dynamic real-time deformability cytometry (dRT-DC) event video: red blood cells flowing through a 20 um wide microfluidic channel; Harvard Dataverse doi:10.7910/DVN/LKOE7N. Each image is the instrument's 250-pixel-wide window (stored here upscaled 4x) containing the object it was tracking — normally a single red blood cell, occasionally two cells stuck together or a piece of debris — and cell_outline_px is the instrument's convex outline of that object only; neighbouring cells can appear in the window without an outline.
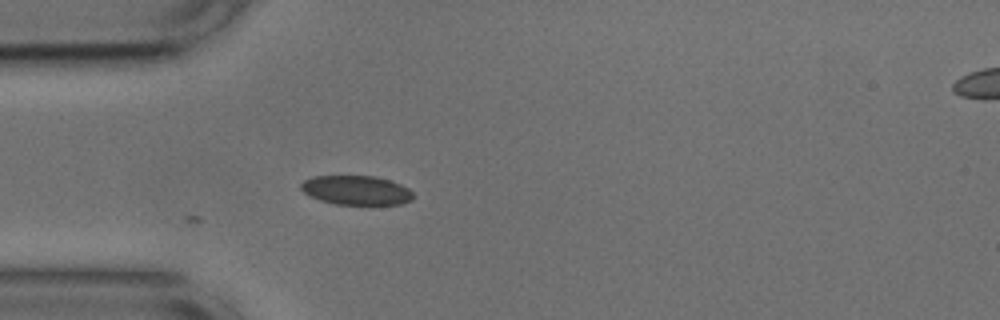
{"species": "common noctule bat (a hibernating species)", "species_latin": "Nyctalus noctula", "temperature_condition": "cold", "stored_images_in_passage": 39, "camera_frame_rate_fps": 3000, "um_per_image_px": 0.085, "animal": {"sex": "male", "body_mass_g": 17.9, "forearm_length_mm": 54.2}, "frame": {"image": 1, "passage_image": 1, "time_ms": 0.0, "image_size_px": [1000, 320], "cell_outline_px": [[416, 196], [412, 200], [400, 204], [336, 204], [320, 200], [308, 196], [300, 188], [300, 184], [304, 180], [312, 176], [376, 176], [400, 184], [408, 188]], "centroid_in_image_um": [30.28, 16.17], "position_along_channel_um": 54.7, "area_um2": 19.19}}
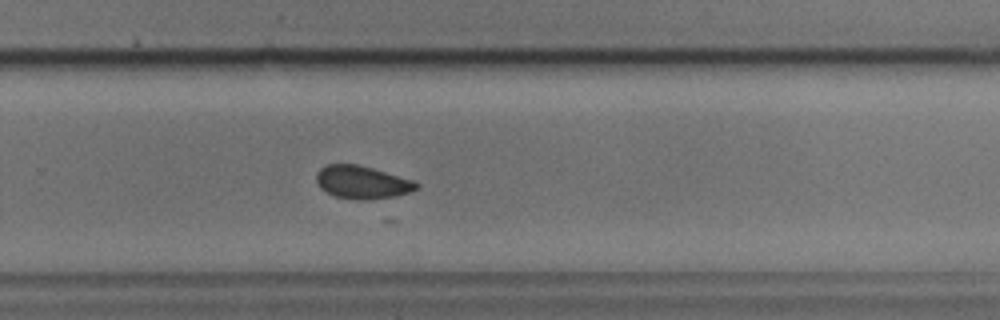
{"frame": {"image": 2, "passage_image": 21, "time_ms": 6.667, "image_size_px": [1000, 320], "cell_outline_px": [[420, 188], [396, 196], [368, 200], [356, 200], [336, 196], [320, 188], [316, 180], [316, 172], [320, 168], [328, 164], [356, 164], [372, 168], [412, 180], [420, 184]], "centroid_in_image_um": [30.77, 15.5], "position_along_channel_um": 299.0, "area_um2": 19.13}}
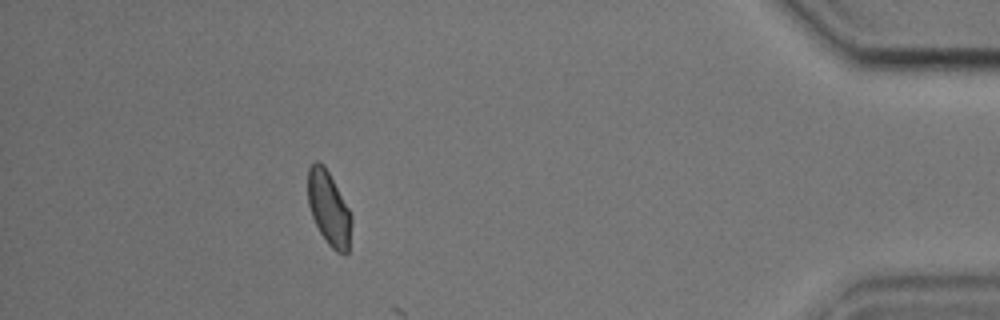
{"frame": {"image": 3, "passage_image": 34, "time_ms": 11.0, "image_size_px": [1000, 320], "cell_outline_px": [[352, 224], [348, 252], [336, 252], [328, 244], [320, 232], [312, 216], [308, 204], [308, 168], [316, 160], [324, 164], [348, 208], [352, 216]], "centroid_in_image_um": [27.95, 17.7], "position_along_channel_um": 407.3, "area_um2": 18.61}}